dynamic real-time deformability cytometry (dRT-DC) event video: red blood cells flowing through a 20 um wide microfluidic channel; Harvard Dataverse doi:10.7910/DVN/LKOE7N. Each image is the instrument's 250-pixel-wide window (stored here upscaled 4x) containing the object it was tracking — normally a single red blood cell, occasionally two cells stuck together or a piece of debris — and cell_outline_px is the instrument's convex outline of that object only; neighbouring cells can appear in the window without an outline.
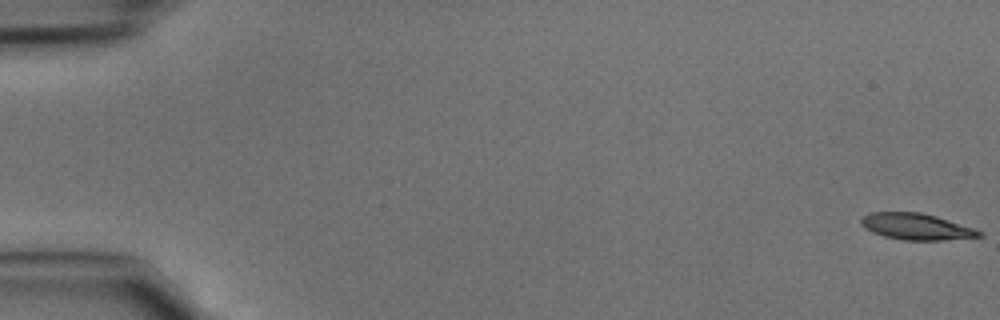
{"species": "common noctule bat (a hibernating species)", "species_latin": "Nyctalus noctula", "temperature_condition": "cold", "stored_images_in_passage": 47, "camera_frame_rate_fps": 3000, "um_per_image_px": 0.085, "animal": {"sex": "male", "body_mass_g": 15.6}, "frame": {"image": 1, "passage_image": 1, "time_ms": 0.0, "image_size_px": [1000, 320], "cell_outline_px": [[984, 236], [944, 240], [904, 240], [884, 236], [872, 232], [864, 228], [860, 224], [860, 220], [864, 216], [872, 212], [920, 212], [936, 216], [984, 232]], "centroid_in_image_um": [77.87, 19.26], "position_along_channel_um": 7.1, "area_um2": 18.03}}
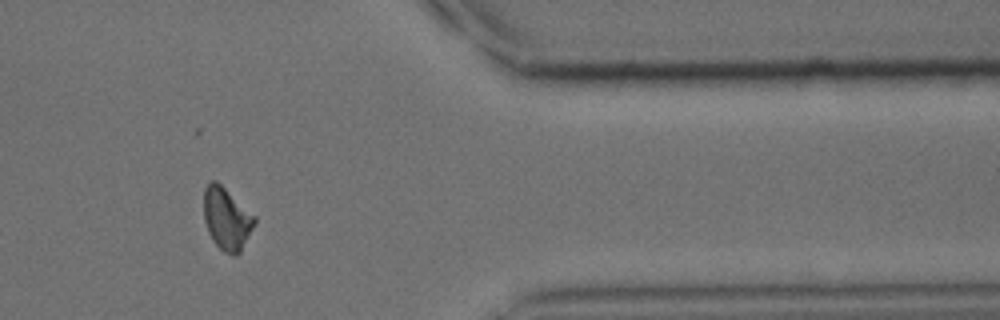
{"frame": {"image": 2, "passage_image": 39, "time_ms": 12.667, "image_size_px": [1000, 320], "cell_outline_px": [[256, 224], [240, 252], [236, 256], [224, 252], [212, 240], [208, 232], [204, 220], [204, 188], [212, 180], [216, 180], [256, 216]], "centroid_in_image_um": [19.28, 18.6], "position_along_channel_um": 392.1, "area_um2": 18.5}}
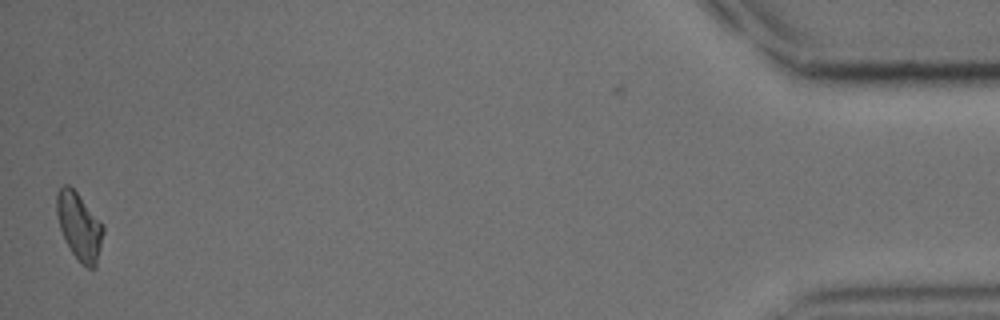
{"frame": {"image": 3, "passage_image": 46, "time_ms": 15.0, "image_size_px": [1000, 320], "cell_outline_px": [[104, 232], [96, 268], [88, 268], [72, 252], [64, 240], [60, 228], [56, 212], [56, 196], [60, 188], [64, 184], [68, 184], [76, 192], [104, 224]], "centroid_in_image_um": [6.75, 19.23], "position_along_channel_um": 428.5, "area_um2": 18.15}}